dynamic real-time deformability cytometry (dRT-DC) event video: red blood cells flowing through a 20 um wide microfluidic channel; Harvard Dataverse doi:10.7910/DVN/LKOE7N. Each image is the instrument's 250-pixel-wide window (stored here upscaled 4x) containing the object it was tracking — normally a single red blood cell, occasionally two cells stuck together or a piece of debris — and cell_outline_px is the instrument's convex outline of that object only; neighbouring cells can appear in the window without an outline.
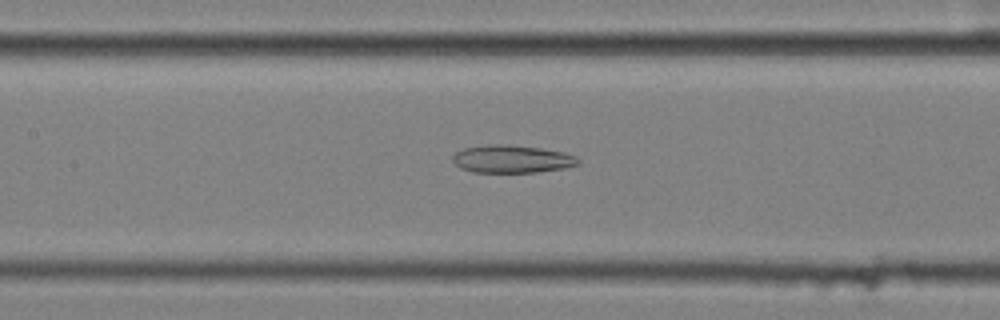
{"species": "common noctule bat (a hibernating species)", "species_latin": "Nyctalus noctula", "temperature_condition": "cold", "stored_images_in_passage": 57, "camera_frame_rate_fps": 3000, "um_per_image_px": 0.085, "animal": {"sex": "female", "body_mass_g": 25.1}, "frame": {"image": 1, "passage_image": 27, "time_ms": 8.667, "image_size_px": [1000, 320], "cell_outline_px": [[580, 164], [564, 168], [536, 172], [472, 172], [460, 168], [452, 160], [452, 156], [456, 152], [464, 148], [496, 144], [500, 144], [540, 148], [560, 152], [576, 156], [580, 160]], "centroid_in_image_um": [43.5, 13.53], "position_along_channel_um": 163.9, "area_um2": 20.06}}
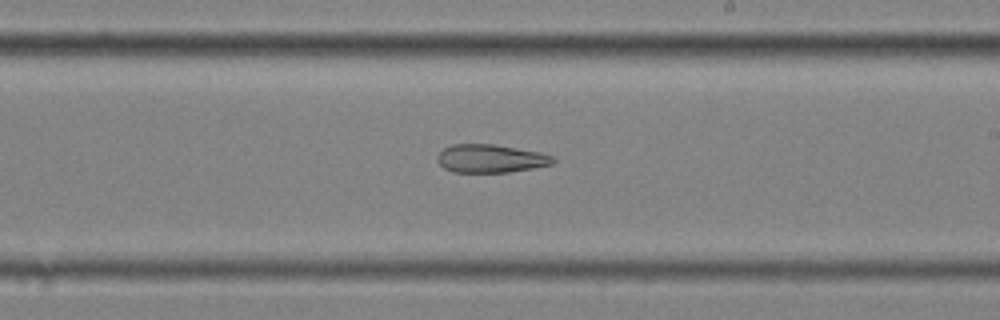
{"frame": {"image": 2, "passage_image": 34, "time_ms": 11.0, "image_size_px": [1000, 320], "cell_outline_px": [[556, 160], [552, 164], [532, 168], [508, 172], [452, 172], [444, 168], [436, 160], [436, 156], [444, 148], [452, 144], [492, 144], [540, 152], [552, 156]], "centroid_in_image_um": [41.67, 13.47], "position_along_channel_um": 247.3, "area_um2": 18.96}}
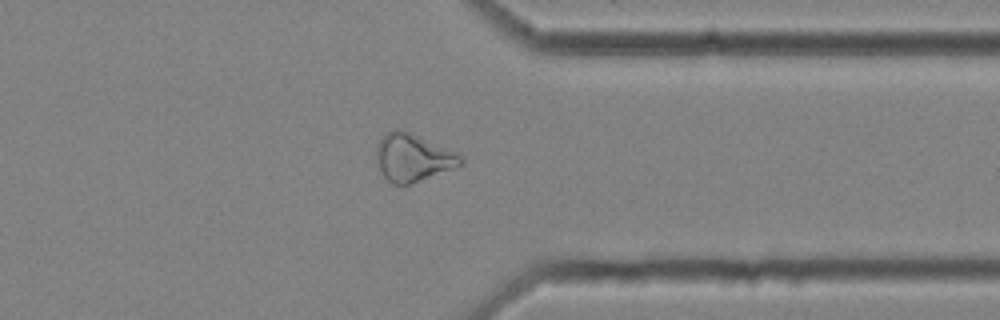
{"frame": {"image": 3, "passage_image": 45, "time_ms": 14.667, "image_size_px": [1000, 320], "cell_outline_px": [[464, 164], [408, 184], [392, 184], [384, 176], [380, 168], [376, 156], [376, 144], [392, 128], [400, 128], [412, 132], [456, 152], [464, 160]], "centroid_in_image_um": [35.09, 13.35], "position_along_channel_um": 376.3, "area_um2": 23.18}, "authors_computed_cell_mechanics": {"area_um2": 25.7788, "velocity_mm_per_s": 3.5886, "shape_relaxation_time_tau1_ms": null, "shape_relaxation_time_tau2_ms": 7.5716, "deformation_change_tau1": null, "deformation_change_tau2": 0.1801}}